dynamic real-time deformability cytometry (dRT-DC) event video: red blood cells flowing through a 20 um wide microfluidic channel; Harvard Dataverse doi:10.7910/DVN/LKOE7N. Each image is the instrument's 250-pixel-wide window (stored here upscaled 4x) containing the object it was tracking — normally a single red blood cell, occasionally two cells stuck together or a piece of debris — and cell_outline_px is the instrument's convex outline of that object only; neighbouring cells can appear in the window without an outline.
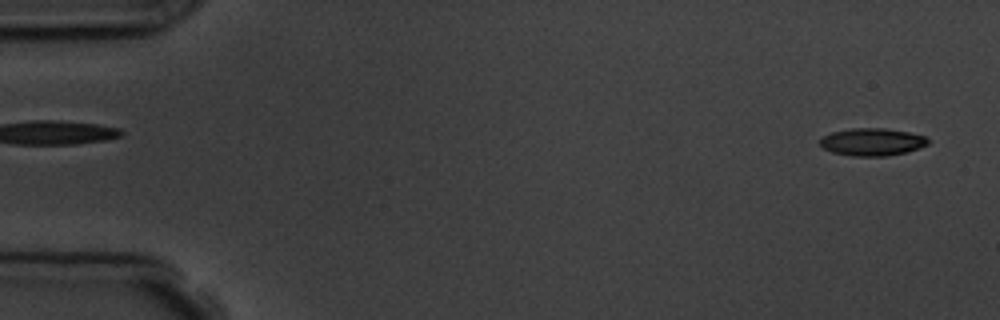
{"species": "common noctule bat (a hibernating species)", "species_latin": "Nyctalus noctula", "temperature_condition": "room temperature", "stored_images_in_passage": 6, "segment_of_instrument_passage": [2, 2], "camera_frame_rate_fps": 3000, "um_per_image_px": 0.085, "animal": {"sex": "male", "body_mass_g": 19.5, "forearm_length_mm": 54.6}, "frame": {"image": 1, "passage_image": 6, "time_ms": 6.0, "image_size_px": [1000, 320], "cell_outline_px": [[928, 144], [908, 152], [888, 156], [852, 156], [832, 152], [824, 148], [820, 144], [820, 136], [832, 132], [852, 128], [888, 128], [908, 132], [924, 136], [928, 140]], "centroid_in_image_um": [74.11, 12.06], "position_along_channel_um": 10.9, "area_um2": 17.4}}